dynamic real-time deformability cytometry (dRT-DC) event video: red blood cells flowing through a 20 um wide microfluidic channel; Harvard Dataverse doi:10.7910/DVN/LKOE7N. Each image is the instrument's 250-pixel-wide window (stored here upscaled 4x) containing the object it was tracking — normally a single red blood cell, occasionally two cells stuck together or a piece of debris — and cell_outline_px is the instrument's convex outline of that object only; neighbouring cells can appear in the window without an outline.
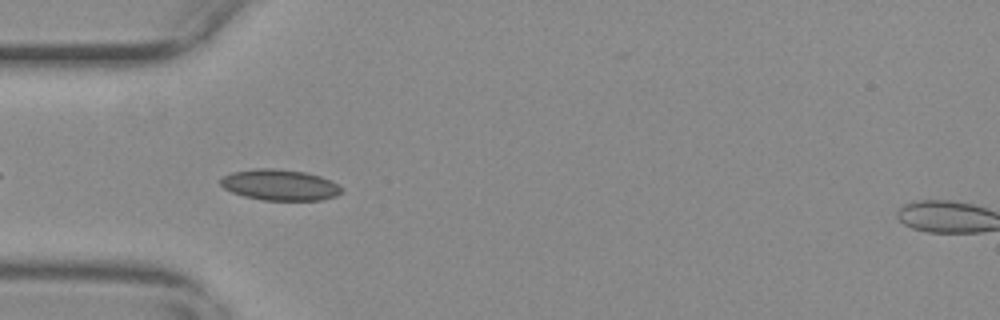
{"species": "common noctule bat (a hibernating species)", "species_latin": "Nyctalus noctula", "temperature_condition": "warm", "stored_images_in_passage": 44, "camera_frame_rate_fps": 3000, "um_per_image_px": 0.085, "animal": {"sex": "female", "body_mass_g": 29.2, "forearm_length_mm": 56.3}, "frame": {"image": 1, "passage_image": 4, "time_ms": 1.0, "image_size_px": [1000, 320], "cell_outline_px": [[344, 192], [336, 196], [320, 200], [264, 200], [244, 196], [232, 192], [224, 188], [220, 184], [220, 180], [224, 176], [232, 172], [256, 168], [276, 168], [304, 172], [320, 176], [332, 180], [344, 188]], "centroid_in_image_um": [23.83, 15.71], "position_along_channel_um": 61.2, "area_um2": 21.96}}
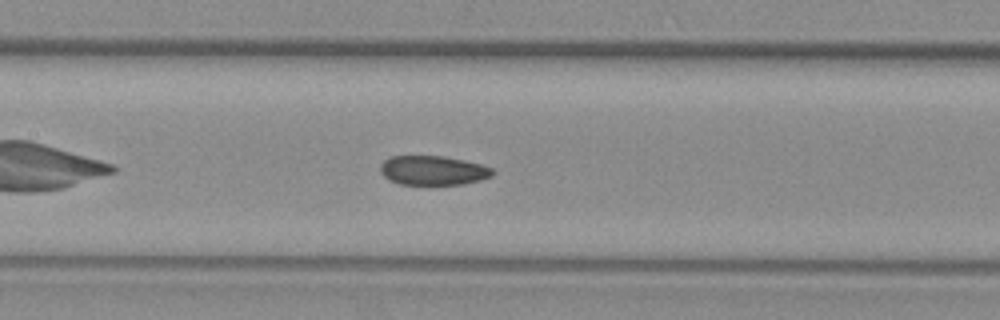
{"frame": {"image": 2, "passage_image": 13, "time_ms": 4.0, "image_size_px": [1000, 320], "cell_outline_px": [[496, 172], [492, 176], [480, 180], [460, 184], [400, 184], [388, 180], [380, 172], [380, 164], [388, 156], [444, 156], [464, 160], [480, 164], [492, 168]], "centroid_in_image_um": [36.79, 14.48], "position_along_channel_um": 170.6, "area_um2": 19.25}}
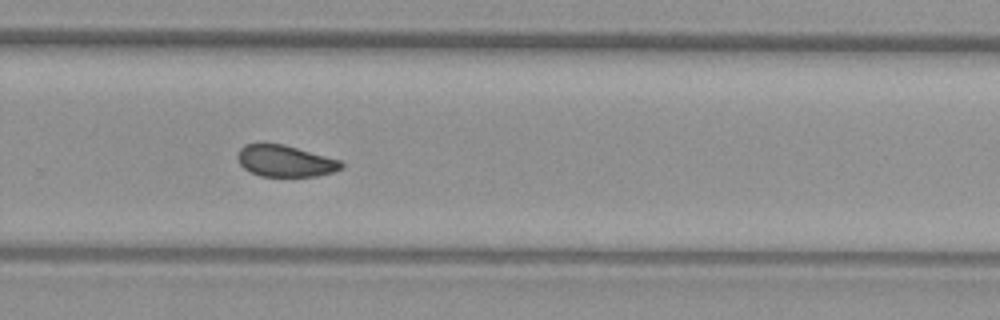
{"frame": {"image": 3, "passage_image": 24, "time_ms": 7.667, "image_size_px": [1000, 320], "cell_outline_px": [[344, 168], [332, 172], [316, 176], [260, 176], [244, 168], [240, 164], [236, 156], [240, 148], [244, 144], [284, 144], [340, 160], [344, 164]], "centroid_in_image_um": [24.24, 13.68], "position_along_channel_um": 305.6, "area_um2": 18.96}, "authors_computed_cell_mechanics": {"area_um2": 19.2474, "velocity_mm_per_s": 3.6868, "shape_relaxation_time_tau1_ms": null, "shape_relaxation_time_tau2_ms": 1.6521, "deformation_change_tau1": null, "deformation_change_tau2": 0.0467}}